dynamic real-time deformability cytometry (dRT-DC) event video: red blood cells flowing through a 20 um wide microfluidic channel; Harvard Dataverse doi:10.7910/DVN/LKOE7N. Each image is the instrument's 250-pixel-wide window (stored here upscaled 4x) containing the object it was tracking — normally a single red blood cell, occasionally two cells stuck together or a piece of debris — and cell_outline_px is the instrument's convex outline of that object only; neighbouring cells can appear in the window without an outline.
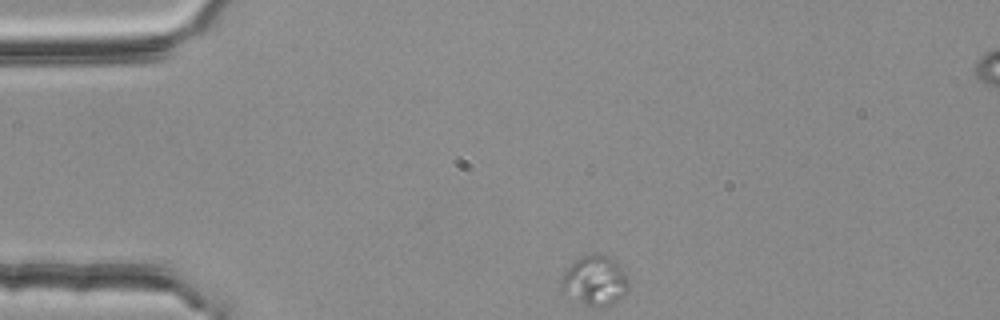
{"species": "common noctule bat (a hibernating species)", "species_latin": "Nyctalus noctula", "temperature_condition": "room temperature", "stored_images_in_passage": 39, "camera_frame_rate_fps": 3000, "um_per_image_px": 0.085, "animal": {"sex": "female", "body_mass_g": 25.1}, "frame": {"image": 1, "passage_image": 1, "time_ms": 0.0, "image_size_px": [1000, 320], "cell_outline_px": [[628, 288], [624, 296], [620, 300], [612, 304], [588, 304], [560, 292], [560, 280], [564, 272], [580, 256], [592, 252], [600, 252], [612, 256], [624, 272], [628, 280]], "centroid_in_image_um": [50.56, 23.78], "position_along_channel_um": 34.4, "area_um2": 19.54}}
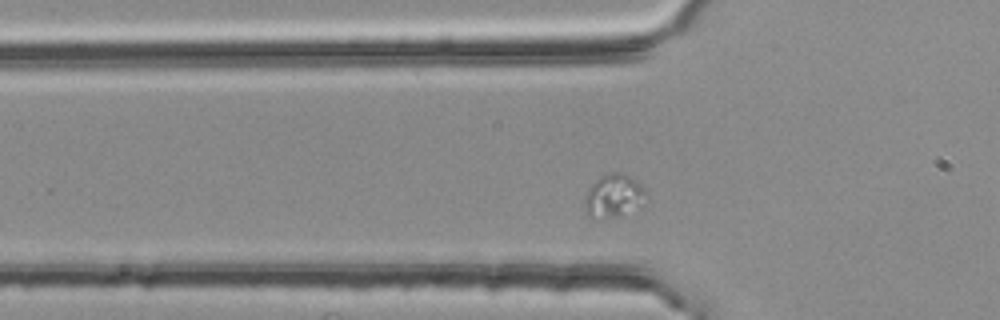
{"frame": {"image": 2, "passage_image": 8, "time_ms": 2.333, "image_size_px": [1000, 320], "cell_outline_px": [[648, 200], [616, 216], [588, 216], [584, 208], [584, 196], [588, 188], [600, 176], [612, 172], [616, 172], [628, 176], [640, 184], [648, 192]], "centroid_in_image_um": [52.15, 16.6], "position_along_channel_um": 73.7, "area_um2": 14.97}}